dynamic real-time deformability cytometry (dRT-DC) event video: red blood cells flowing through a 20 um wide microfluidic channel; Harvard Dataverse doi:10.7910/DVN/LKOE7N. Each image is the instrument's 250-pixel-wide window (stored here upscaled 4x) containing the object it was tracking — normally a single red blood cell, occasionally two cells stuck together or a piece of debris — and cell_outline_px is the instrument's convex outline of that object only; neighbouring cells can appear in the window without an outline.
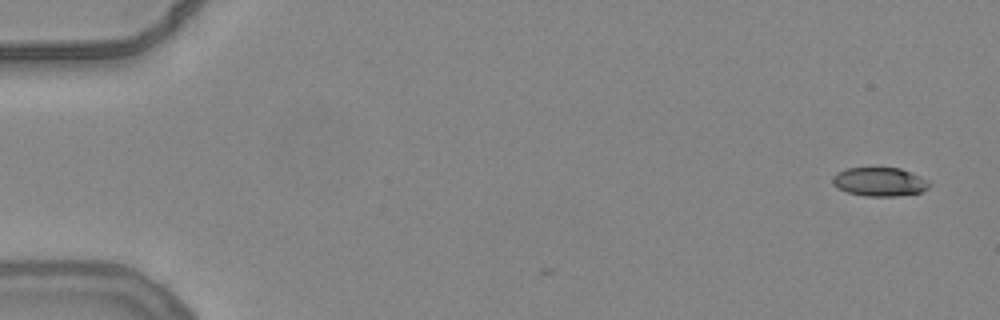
{"species": "common noctule bat (a hibernating species)", "species_latin": "Nyctalus noctula", "temperature_condition": "warm", "stored_images_in_passage": 4, "camera_frame_rate_fps": 3000, "um_per_image_px": 0.085, "animal": {"sex": "female", "body_mass_g": 24.6, "forearm_length_mm": 56.2}, "frame": {"image": 1, "passage_image": 4, "time_ms": 1.0, "image_size_px": [1000, 320], "cell_outline_px": [[932, 184], [928, 188], [920, 192], [896, 196], [864, 196], [848, 192], [836, 188], [832, 184], [832, 176], [836, 172], [848, 168], [900, 168], [920, 176]], "centroid_in_image_um": [74.73, 15.45], "position_along_channel_um": 10.3, "area_um2": 16.24}}